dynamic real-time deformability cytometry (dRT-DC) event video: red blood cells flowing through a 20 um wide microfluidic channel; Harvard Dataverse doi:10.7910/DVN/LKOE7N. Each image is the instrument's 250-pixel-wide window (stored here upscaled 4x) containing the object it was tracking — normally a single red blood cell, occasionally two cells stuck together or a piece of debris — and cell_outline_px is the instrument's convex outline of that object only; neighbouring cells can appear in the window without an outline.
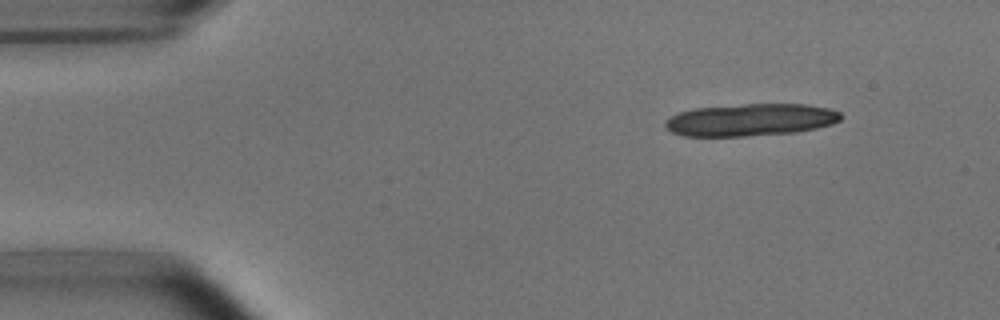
{"species": "common noctule bat (a hibernating species)", "species_latin": "Nyctalus noctula", "temperature_condition": "room temperature", "stored_images_in_passage": 10, "camera_frame_rate_fps": 3000, "um_per_image_px": 0.085, "animal": {"sex": "male", "body_mass_g": 15.6}, "frame": {"image": 1, "passage_image": 1, "time_ms": 0.0, "image_size_px": [1000, 320], "cell_outline_px": [[844, 116], [840, 120], [832, 124], [816, 128], [796, 132], [744, 136], [684, 136], [672, 132], [664, 124], [672, 116], [680, 112], [696, 108], [744, 104], [808, 104], [828, 108], [840, 112]], "centroid_in_image_um": [63.85, 10.18], "position_along_channel_um": 21.1, "area_um2": 32.89}}
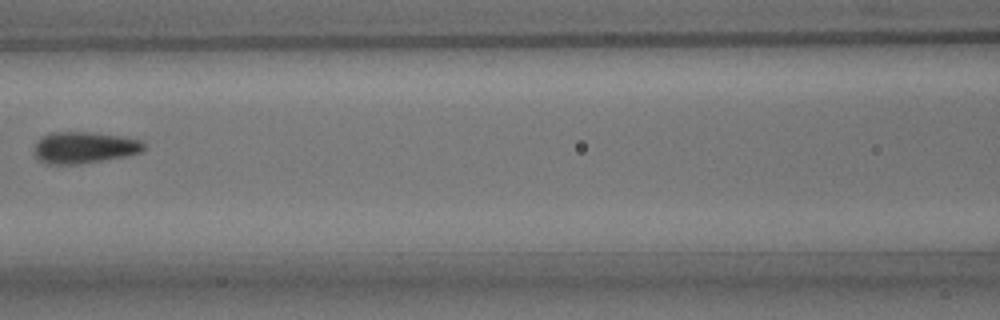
{"frame": {"image": 2, "passage_image": 6, "time_ms": 6.0, "image_size_px": [1000, 320], "cell_outline_px": [[144, 148], [140, 152], [128, 156], [80, 164], [48, 164], [40, 160], [36, 156], [36, 140], [48, 132], [92, 132], [120, 136], [140, 140], [144, 144]], "centroid_in_image_um": [7.15, 12.54], "position_along_channel_um": 159.4, "area_um2": 20.11}}
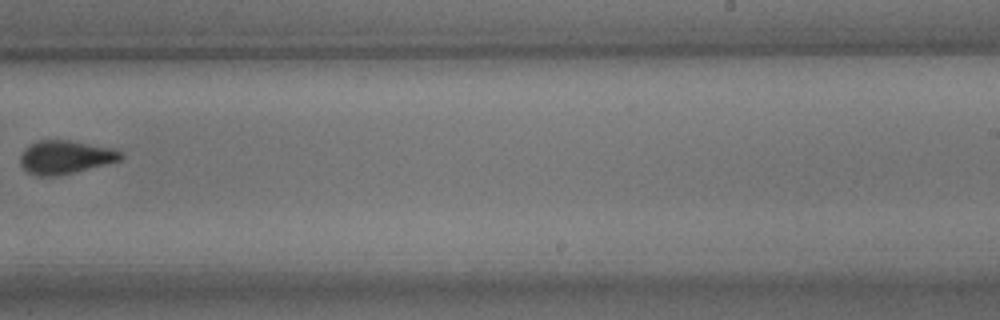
{"frame": {"image": 3, "passage_image": 9, "time_ms": 9.333, "image_size_px": [1000, 320], "cell_outline_px": [[124, 156], [120, 160], [108, 164], [56, 176], [36, 176], [28, 172], [20, 164], [20, 156], [24, 148], [36, 140], [68, 140], [112, 148], [120, 152]], "centroid_in_image_um": [5.52, 13.36], "position_along_channel_um": 283.5, "area_um2": 19.54}}